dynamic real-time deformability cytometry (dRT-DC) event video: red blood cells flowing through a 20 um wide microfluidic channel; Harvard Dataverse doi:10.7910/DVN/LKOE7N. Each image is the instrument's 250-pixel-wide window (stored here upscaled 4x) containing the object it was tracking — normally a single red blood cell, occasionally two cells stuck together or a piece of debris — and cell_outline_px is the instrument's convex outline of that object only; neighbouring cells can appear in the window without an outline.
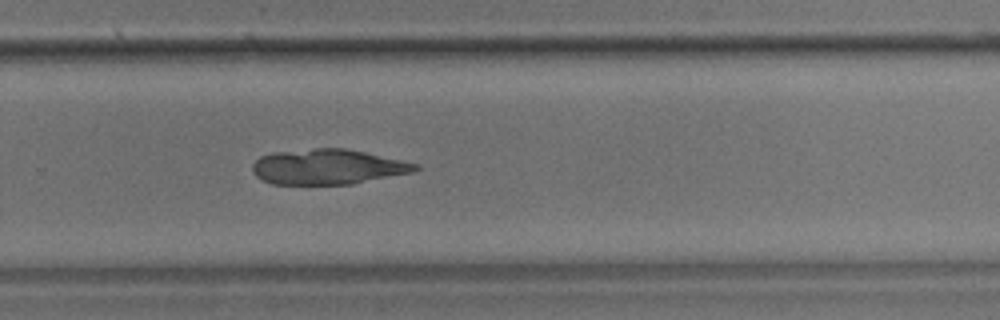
{"species": "common noctule bat (a hibernating species)", "species_latin": "Nyctalus noctula", "temperature_condition": "room temperature", "stored_images_in_passage": 39, "camera_frame_rate_fps": 3000, "um_per_image_px": 0.085, "animal": {"sex": "male", "body_mass_g": 17.9}, "frame": {"image": 1, "passage_image": 26, "time_ms": 8.333, "image_size_px": [1000, 320], "cell_outline_px": [[420, 168], [412, 172], [352, 184], [272, 184], [260, 180], [252, 172], [252, 164], [260, 156], [272, 152], [316, 148], [344, 148], [364, 152], [420, 164]], "centroid_in_image_um": [27.82, 14.18], "position_along_channel_um": 302.0, "area_um2": 33.47}}